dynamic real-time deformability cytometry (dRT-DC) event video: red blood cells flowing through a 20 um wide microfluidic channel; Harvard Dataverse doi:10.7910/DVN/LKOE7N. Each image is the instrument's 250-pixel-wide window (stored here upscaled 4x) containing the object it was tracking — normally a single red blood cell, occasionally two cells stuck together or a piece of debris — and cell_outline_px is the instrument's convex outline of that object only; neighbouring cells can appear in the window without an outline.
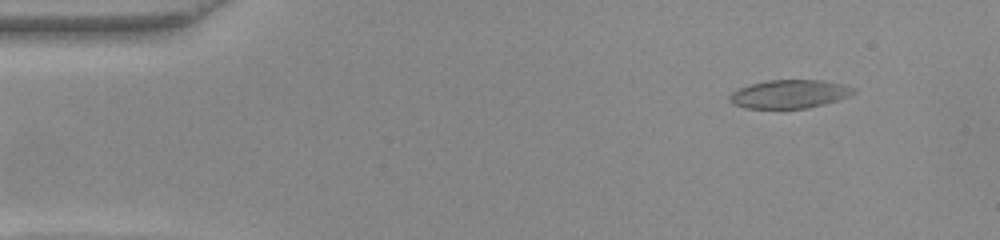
{"species": "common noctule bat (a hibernating species)", "species_latin": "Nyctalus noctula", "temperature_condition": "warm", "stored_images_in_passage": 52, "camera_frame_rate_fps": 3000, "um_per_image_px": 0.085, "animal": {"sex": "female", "body_mass_g": 22.0, "forearm_length_mm": 56.7}, "frame": {"image": 1, "passage_image": 5, "time_ms": 1.333, "image_size_px": [1000, 240], "cell_outline_px": [[856, 92], [848, 96], [824, 104], [808, 108], [748, 108], [732, 104], [728, 100], [728, 96], [732, 92], [740, 88], [752, 84], [768, 80], [824, 80], [856, 88]], "centroid_in_image_um": [67.09, 7.99], "position_along_channel_um": 17.9, "area_um2": 20.4}}
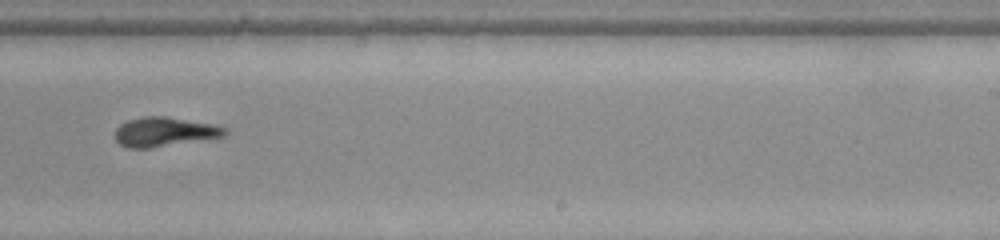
{"frame": {"image": 2, "passage_image": 32, "time_ms": 10.333, "image_size_px": [1000, 240], "cell_outline_px": [[228, 132], [224, 136], [152, 148], [128, 148], [120, 144], [116, 140], [116, 128], [120, 124], [128, 120], [144, 116], [164, 116], [212, 124], [228, 128]], "centroid_in_image_um": [13.97, 11.21], "position_along_channel_um": 275.0, "area_um2": 18.67}}
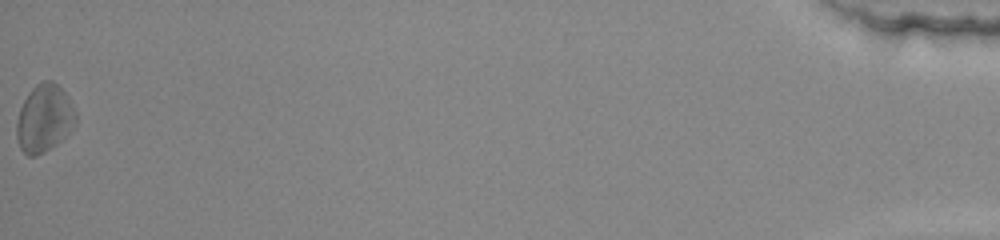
{"frame": {"image": 3, "passage_image": 52, "time_ms": 17.0, "image_size_px": [1000, 240], "cell_outline_px": [[76, 120], [68, 132], [56, 144], [44, 152], [36, 156], [28, 156], [20, 148], [16, 136], [16, 124], [20, 108], [28, 92], [36, 84], [44, 80], [52, 80], [64, 92], [76, 112]], "centroid_in_image_um": [3.73, 10.06], "position_along_channel_um": 431.5, "area_um2": 23.0}, "authors_computed_cell_mechanics": {"area_um2": 19.2185, "velocity_mm_per_s": 3.892, "shape_relaxation_time_tau1_ms": 3.2867, "shape_relaxation_time_tau2_ms": 5.2025, "deformation_change_tau1": 0.1374, "deformation_change_tau2": 0.1582}}